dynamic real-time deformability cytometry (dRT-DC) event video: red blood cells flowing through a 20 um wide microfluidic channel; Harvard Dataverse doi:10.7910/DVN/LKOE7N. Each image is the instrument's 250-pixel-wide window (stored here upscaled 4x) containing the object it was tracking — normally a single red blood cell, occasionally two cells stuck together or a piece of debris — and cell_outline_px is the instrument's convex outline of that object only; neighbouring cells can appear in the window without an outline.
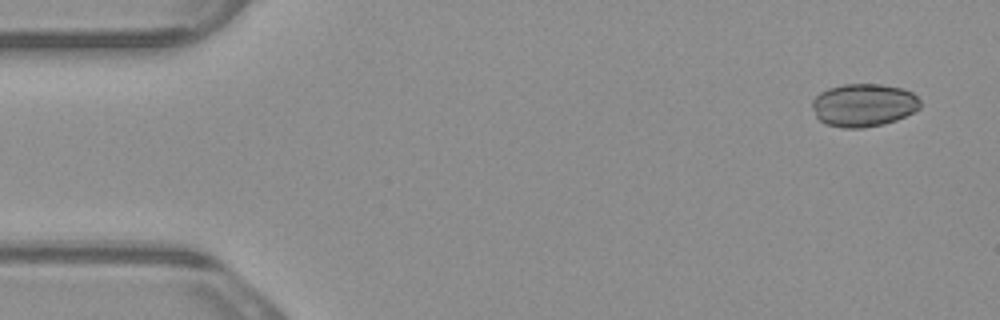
{"species": "common noctule bat (a hibernating species)", "species_latin": "Nyctalus noctula", "temperature_condition": "warm", "stored_images_in_passage": 4, "camera_frame_rate_fps": 3000, "um_per_image_px": 0.085, "animal": {"sex": "male", "body_mass_g": 23.1, "forearm_length_mm": 52.7}, "frame": {"image": 1, "passage_image": 1, "time_ms": 0.0, "image_size_px": [1000, 320], "cell_outline_px": [[920, 108], [896, 120], [884, 124], [864, 128], [844, 128], [824, 124], [816, 116], [812, 108], [812, 100], [820, 92], [828, 88], [844, 84], [880, 84], [904, 88], [912, 92], [920, 100]], "centroid_in_image_um": [73.39, 8.93], "position_along_channel_um": 11.6, "area_um2": 27.22}}
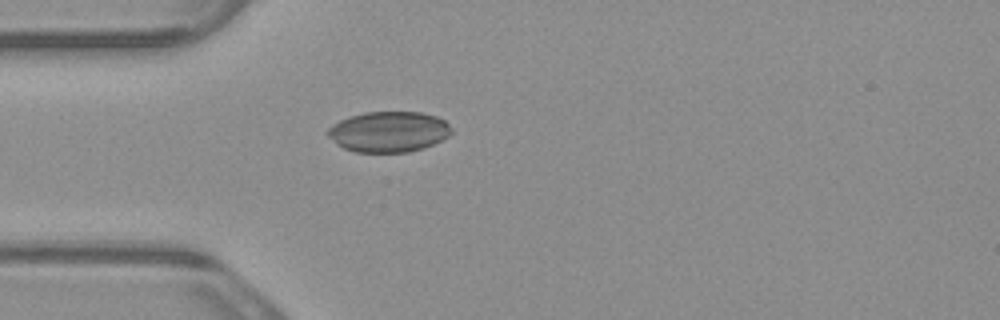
{"frame": {"image": 2, "passage_image": 4, "time_ms": 1.0, "image_size_px": [1000, 320], "cell_outline_px": [[452, 132], [448, 136], [424, 148], [408, 152], [356, 152], [344, 148], [336, 144], [324, 132], [332, 124], [340, 120], [364, 112], [420, 112], [436, 116], [444, 120], [452, 128]], "centroid_in_image_um": [33.02, 11.2], "position_along_channel_um": 52.0, "area_um2": 29.3}}